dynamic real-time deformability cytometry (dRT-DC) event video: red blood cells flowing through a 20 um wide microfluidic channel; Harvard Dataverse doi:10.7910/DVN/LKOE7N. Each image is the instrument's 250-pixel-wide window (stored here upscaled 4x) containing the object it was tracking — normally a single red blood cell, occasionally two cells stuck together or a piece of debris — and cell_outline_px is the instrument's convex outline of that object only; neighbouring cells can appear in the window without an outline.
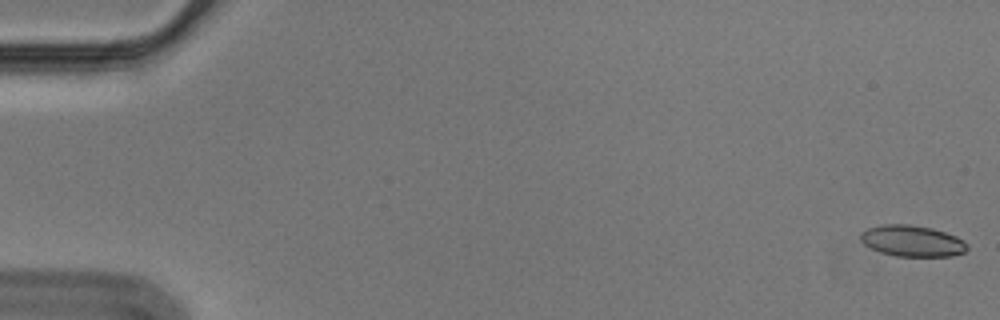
{"species": "Egyptian fruit bat (a non-hibernating species)", "species_latin": "Rousettus aegyptiacus", "temperature_condition": "cold", "stored_images_in_passage": 56, "camera_frame_rate_fps": 3000, "um_per_image_px": 0.085, "animal": {"sex": "male"}, "frame": {"image": 1, "passage_image": 1, "time_ms": 0.0, "image_size_px": [1000, 320], "cell_outline_px": [[968, 248], [964, 252], [952, 256], [896, 256], [880, 252], [864, 244], [860, 240], [860, 232], [868, 228], [880, 224], [908, 224], [932, 228], [956, 236], [964, 240], [968, 244]], "centroid_in_image_um": [77.53, 20.47], "position_along_channel_um": 7.5, "area_um2": 19.48}}
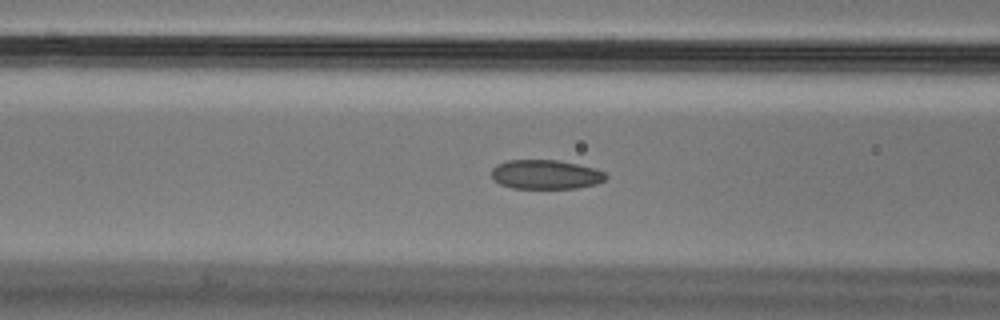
{"frame": {"image": 2, "passage_image": 23, "time_ms": 7.333, "image_size_px": [1000, 320], "cell_outline_px": [[608, 176], [604, 180], [596, 184], [576, 188], [512, 188], [500, 184], [492, 176], [492, 168], [496, 164], [508, 160], [556, 160], [596, 168], [604, 172]], "centroid_in_image_um": [46.39, 14.83], "position_along_channel_um": 120.2, "area_um2": 19.42}}
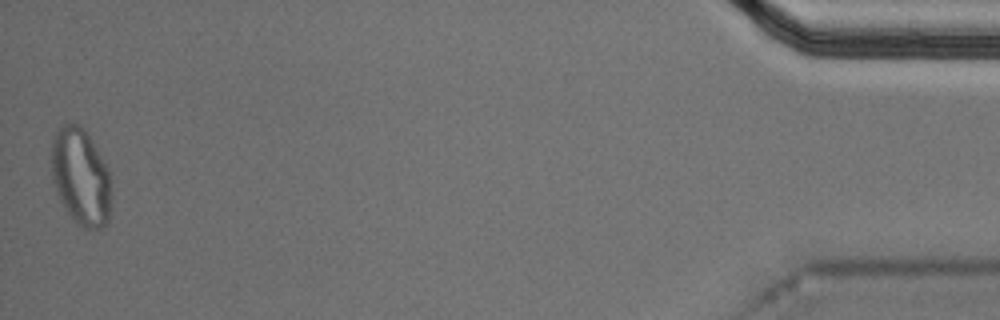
{"frame": {"image": 3, "passage_image": 56, "time_ms": 18.333, "image_size_px": [1000, 320], "cell_outline_px": [[112, 208], [108, 220], [100, 228], [84, 228], [76, 224], [64, 208], [56, 192], [52, 180], [52, 136], [64, 124], [80, 124], [84, 128], [96, 148], [108, 172]], "centroid_in_image_um": [6.85, 15.06], "position_along_channel_um": 428.4, "area_um2": 33.64}, "authors_computed_cell_mechanics": {"area_um2": 20.0566, "velocity_mm_per_s": 3.5835, "shape_relaxation_time_tau1_ms": 9.9419, "shape_relaxation_time_tau2_ms": 2.0781, "deformation_change_tau1": 0.1649, "deformation_change_tau2": 0.0625}}